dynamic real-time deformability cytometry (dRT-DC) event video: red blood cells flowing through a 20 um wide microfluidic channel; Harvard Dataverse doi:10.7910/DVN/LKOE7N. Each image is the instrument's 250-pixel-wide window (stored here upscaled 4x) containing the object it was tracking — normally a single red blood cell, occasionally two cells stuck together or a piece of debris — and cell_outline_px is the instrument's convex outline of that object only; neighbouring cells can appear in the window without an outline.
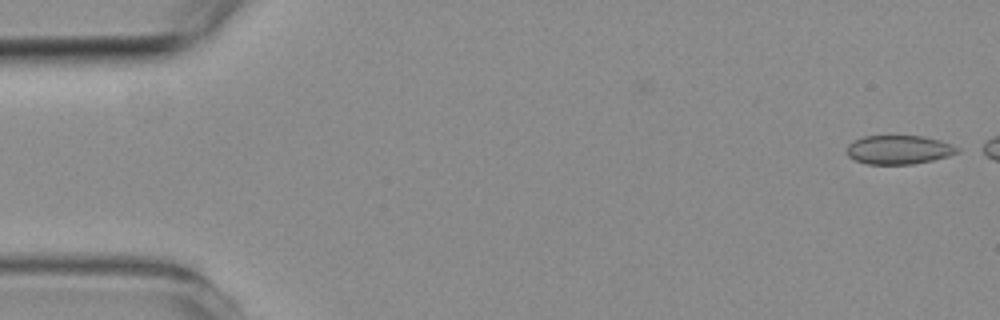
{"species": "common noctule bat (a hibernating species)", "species_latin": "Nyctalus noctula", "temperature_condition": "room temperature", "stored_images_in_passage": 9, "segment_of_instrument_passage": [1, 2], "camera_frame_rate_fps": 3000, "um_per_image_px": 0.085, "animal": {"sex": "female", "body_mass_g": 19.3, "forearm_length_mm": 54.1}, "frame": {"image": 1, "passage_image": 1, "time_ms": 0.0, "image_size_px": [1000, 320], "cell_outline_px": [[960, 152], [948, 156], [932, 160], [912, 164], [868, 164], [856, 160], [848, 156], [848, 144], [864, 136], [924, 136], [940, 140], [952, 144], [960, 148]], "centroid_in_image_um": [76.45, 12.72], "position_along_channel_um": 8.6, "area_um2": 18.5}}
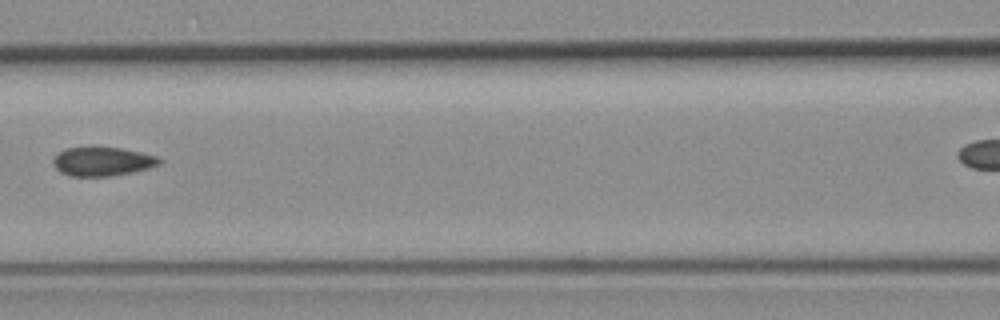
{"frame": {"image": 2, "passage_image": 7, "time_ms": 7.0, "image_size_px": [1000, 320], "cell_outline_px": [[164, 160], [160, 164], [148, 168], [132, 172], [112, 176], [68, 176], [60, 172], [52, 164], [52, 160], [60, 152], [68, 148], [120, 148], [140, 152], [156, 156]], "centroid_in_image_um": [8.72, 13.74], "position_along_channel_um": 157.9, "area_um2": 17.69}}
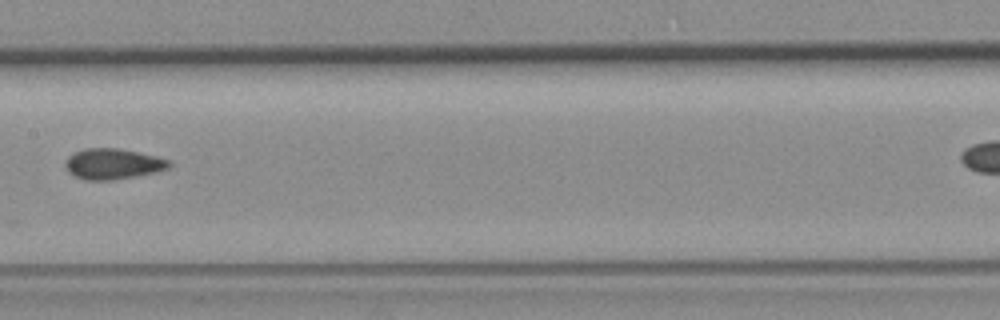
{"frame": {"image": 3, "passage_image": 8, "time_ms": 8.0, "image_size_px": [1000, 320], "cell_outline_px": [[172, 164], [168, 168], [156, 172], [112, 180], [84, 180], [68, 172], [64, 168], [64, 164], [68, 156], [84, 148], [116, 148], [156, 156], [168, 160]], "centroid_in_image_um": [9.56, 13.93], "position_along_channel_um": 197.8, "area_um2": 18.44}}